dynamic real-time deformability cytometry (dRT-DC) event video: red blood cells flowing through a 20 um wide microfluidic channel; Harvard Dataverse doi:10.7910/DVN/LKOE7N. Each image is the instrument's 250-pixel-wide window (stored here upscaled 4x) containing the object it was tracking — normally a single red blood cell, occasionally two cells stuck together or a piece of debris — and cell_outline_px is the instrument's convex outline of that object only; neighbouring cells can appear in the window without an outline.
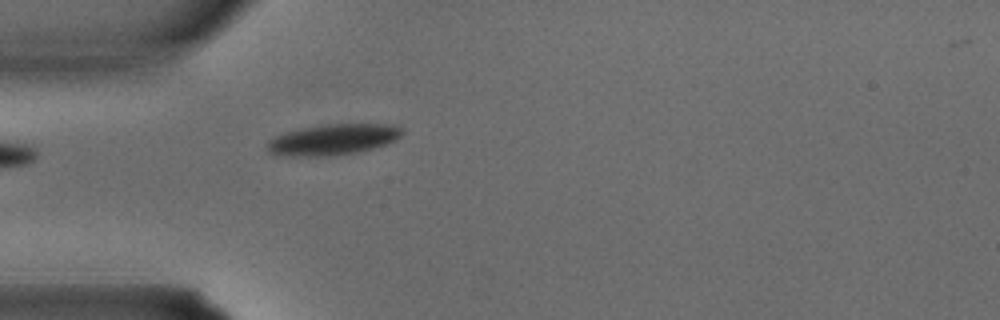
{"species": "common noctule bat (a hibernating species)", "species_latin": "Nyctalus noctula", "temperature_condition": "warm", "stored_images_in_passage": 3, "camera_frame_rate_fps": 3000, "um_per_image_px": 0.085, "animal": {"sex": "male", "body_mass_g": 15.6}, "frame": {"image": 1, "passage_image": 3, "time_ms": 0.667, "image_size_px": [1000, 320], "cell_outline_px": [[404, 132], [396, 140], [388, 144], [360, 152], [332, 156], [276, 156], [268, 152], [268, 144], [276, 136], [288, 132], [328, 124], [392, 124], [400, 128]], "centroid_in_image_um": [28.37, 11.88], "position_along_channel_um": 56.6, "area_um2": 24.1}}